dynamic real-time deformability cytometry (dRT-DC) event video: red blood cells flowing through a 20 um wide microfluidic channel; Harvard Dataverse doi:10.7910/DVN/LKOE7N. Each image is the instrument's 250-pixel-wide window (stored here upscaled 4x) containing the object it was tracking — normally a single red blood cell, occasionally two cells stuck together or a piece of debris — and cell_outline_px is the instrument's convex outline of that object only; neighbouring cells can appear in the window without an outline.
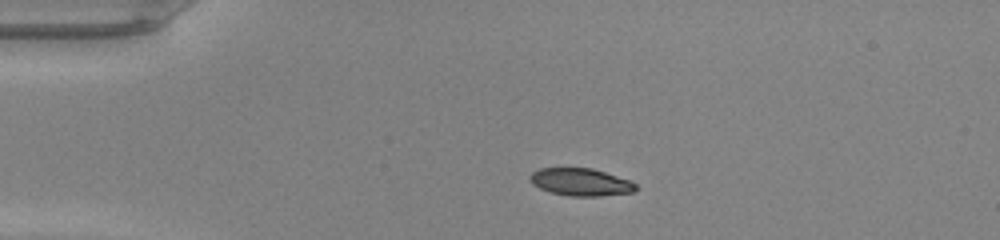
{"species": "common noctule bat (a hibernating species)", "species_latin": "Nyctalus noctula", "temperature_condition": "warm", "stored_images_in_passage": 38, "camera_frame_rate_fps": 3000, "um_per_image_px": 0.085, "animal": {"sex": "male", "body_mass_g": 20.0, "forearm_length_mm": 53.3}, "frame": {"image": 1, "passage_image": 1, "time_ms": 0.0, "image_size_px": [1000, 240], "cell_outline_px": [[636, 188], [632, 192], [600, 196], [568, 196], [552, 192], [540, 188], [532, 184], [528, 180], [528, 176], [532, 172], [540, 168], [592, 168], [628, 180], [636, 184]], "centroid_in_image_um": [49.3, 15.47], "position_along_channel_um": 35.7, "area_um2": 16.82}}
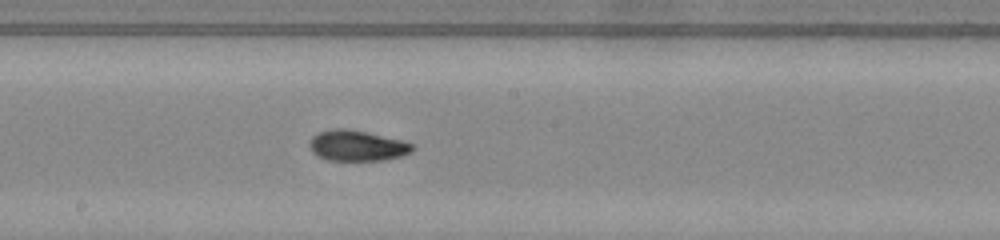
{"frame": {"image": 2, "passage_image": 17, "time_ms": 5.333, "image_size_px": [1000, 240], "cell_outline_px": [[416, 148], [412, 152], [400, 156], [384, 160], [328, 160], [312, 152], [308, 144], [312, 136], [320, 132], [332, 128], [344, 128], [364, 132], [400, 140], [412, 144]], "centroid_in_image_um": [30.33, 12.38], "position_along_channel_um": 217.9, "area_um2": 18.15}}
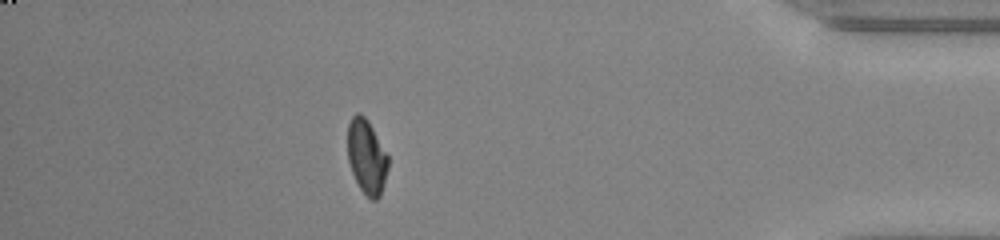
{"frame": {"image": 3, "passage_image": 33, "time_ms": 10.667, "image_size_px": [1000, 240], "cell_outline_px": [[388, 168], [380, 196], [376, 200], [372, 200], [360, 188], [352, 172], [348, 160], [348, 124], [352, 116], [356, 112], [360, 112], [368, 120], [388, 156]], "centroid_in_image_um": [31.16, 13.29], "position_along_channel_um": 404.0, "area_um2": 17.4}, "authors_computed_cell_mechanics": {"area_um2": 18.0914, "velocity_mm_per_s": 4.2868, "shape_relaxation_time_tau1_ms": null, "shape_relaxation_time_tau2_ms": 1.3517, "deformation_change_tau1": null, "deformation_change_tau2": 0.0559}}